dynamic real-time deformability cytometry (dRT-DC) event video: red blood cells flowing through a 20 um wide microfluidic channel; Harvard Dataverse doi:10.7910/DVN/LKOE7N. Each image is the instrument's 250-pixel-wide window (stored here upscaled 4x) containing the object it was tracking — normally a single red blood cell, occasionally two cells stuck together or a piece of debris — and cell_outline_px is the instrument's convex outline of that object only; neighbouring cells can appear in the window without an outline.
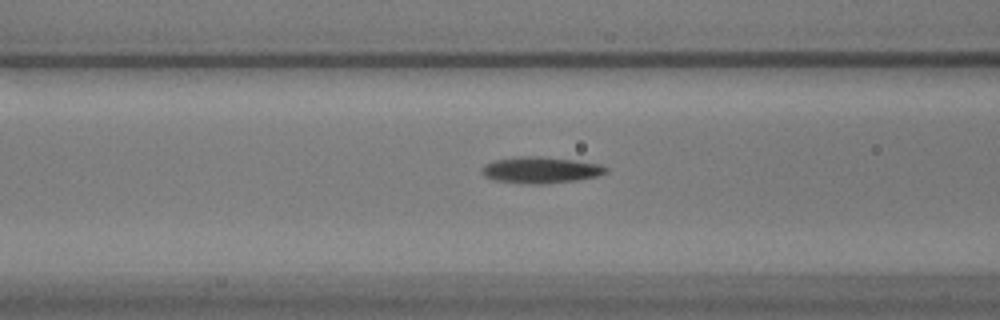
{"species": "common noctule bat (a hibernating species)", "species_latin": "Nyctalus noctula", "temperature_condition": "warm", "stored_images_in_passage": 38, "camera_frame_rate_fps": 3000, "um_per_image_px": 0.085, "animal": {"sex": "male", "body_mass_g": 17.9}, "frame": {"image": 1, "passage_image": 13, "time_ms": 4.0, "image_size_px": [1000, 320], "cell_outline_px": [[608, 172], [596, 176], [576, 180], [544, 184], [528, 184], [492, 180], [484, 176], [480, 172], [480, 168], [484, 164], [492, 160], [520, 156], [540, 156], [572, 160], [600, 164], [608, 168]], "centroid_in_image_um": [45.88, 14.45], "position_along_channel_um": 120.7, "area_um2": 19.25}}
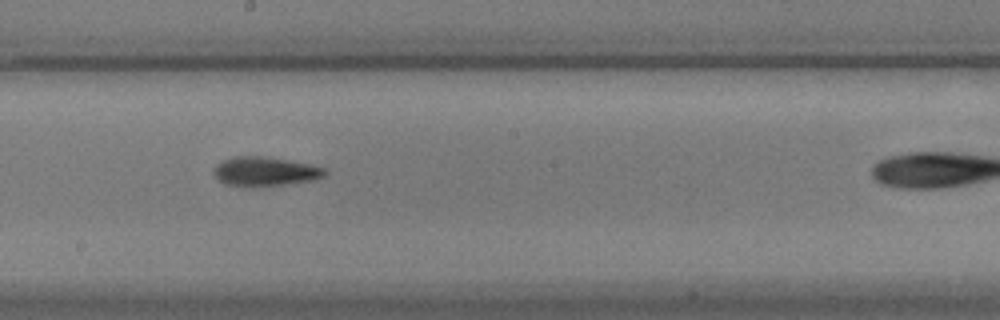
{"frame": {"image": 2, "passage_image": 22, "time_ms": 7.0, "image_size_px": [1000, 320], "cell_outline_px": [[328, 172], [324, 176], [316, 180], [252, 188], [240, 188], [224, 184], [216, 180], [212, 172], [216, 164], [232, 156], [260, 156], [288, 160], [308, 164], [324, 168]], "centroid_in_image_um": [22.45, 14.61], "position_along_channel_um": 225.7, "area_um2": 19.42}}
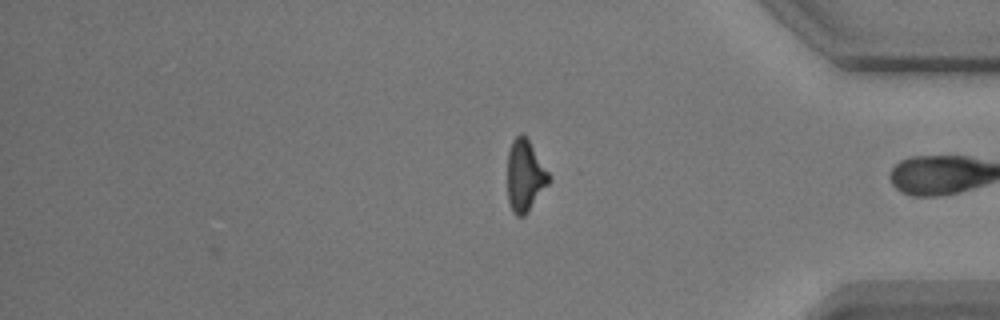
{"frame": {"image": 3, "passage_image": 38, "time_ms": 12.333, "image_size_px": [1000, 320], "cell_outline_px": [[552, 180], [528, 212], [524, 216], [516, 216], [512, 212], [508, 200], [508, 152], [512, 140], [520, 132], [528, 140], [552, 176]], "centroid_in_image_um": [44.64, 14.96], "position_along_channel_um": 390.6, "area_um2": 17.46}, "authors_computed_cell_mechanics": {"area_um2": 18.0625, "velocity_mm_per_s": 3.5007, "shape_relaxation_time_tau1_ms": 3.4963, "shape_relaxation_time_tau2_ms": 7.2463, "deformation_change_tau1": 0.1379, "deformation_change_tau2": 0.1829}}